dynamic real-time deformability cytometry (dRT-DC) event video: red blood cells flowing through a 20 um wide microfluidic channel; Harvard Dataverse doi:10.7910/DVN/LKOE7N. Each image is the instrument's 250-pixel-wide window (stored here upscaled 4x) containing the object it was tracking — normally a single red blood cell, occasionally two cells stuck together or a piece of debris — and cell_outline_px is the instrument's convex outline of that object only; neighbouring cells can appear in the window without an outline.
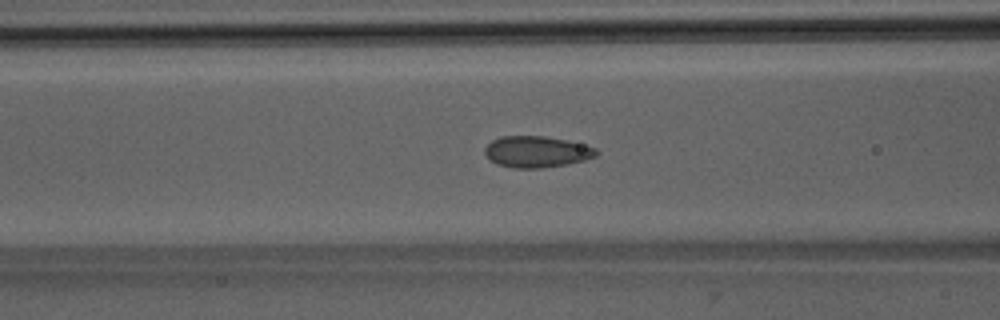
{"species": "Egyptian fruit bat (a non-hibernating species)", "species_latin": "Rousettus aegyptiacus", "temperature_condition": "room temperature", "stored_images_in_passage": 36, "camera_frame_rate_fps": 3000, "um_per_image_px": 0.085, "animal": {"sex": "male"}, "frame": {"image": 1, "passage_image": 6, "time_ms": 1.667, "image_size_px": [1000, 320], "cell_outline_px": [[600, 152], [596, 156], [584, 160], [568, 164], [540, 168], [512, 168], [496, 164], [484, 152], [484, 148], [492, 140], [500, 136], [544, 136], [568, 140], [596, 148]], "centroid_in_image_um": [45.63, 12.9], "position_along_channel_um": 121.0, "area_um2": 20.4}}
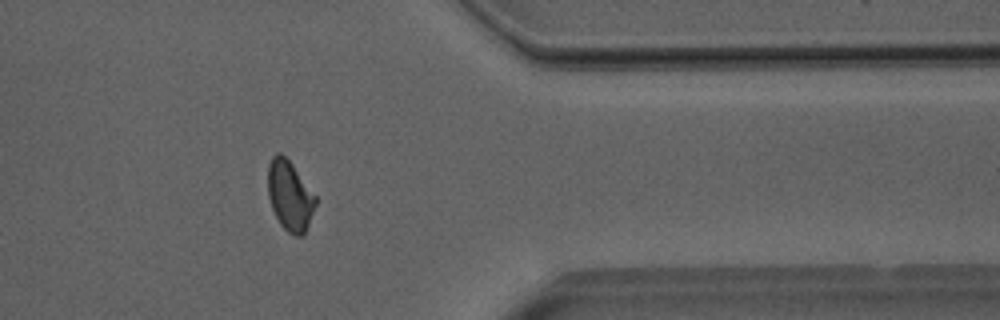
{"frame": {"image": 2, "passage_image": 27, "time_ms": 8.667, "image_size_px": [1000, 320], "cell_outline_px": [[316, 204], [304, 236], [296, 236], [288, 232], [280, 224], [272, 208], [268, 196], [268, 164], [272, 156], [276, 152], [280, 152], [292, 164], [316, 196]], "centroid_in_image_um": [24.63, 16.63], "position_along_channel_um": 386.8, "area_um2": 19.36}}
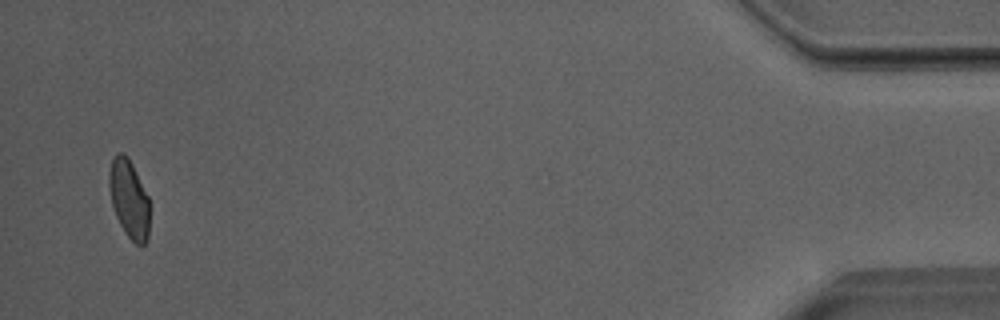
{"frame": {"image": 3, "passage_image": 35, "time_ms": 11.333, "image_size_px": [1000, 320], "cell_outline_px": [[148, 236], [144, 244], [140, 248], [124, 232], [116, 216], [112, 204], [108, 184], [108, 172], [112, 160], [120, 152], [124, 152], [128, 156], [148, 196]], "centroid_in_image_um": [10.95, 16.9], "position_along_channel_um": 424.2, "area_um2": 18.32}, "authors_computed_cell_mechanics": {"area_um2": 19.3052, "velocity_mm_per_s": 4.006, "shape_relaxation_time_tau1_ms": 7.142, "shape_relaxation_time_tau2_ms": 1.1362, "deformation_change_tau1": 0.1388, "deformation_change_tau2": 0.0561}}